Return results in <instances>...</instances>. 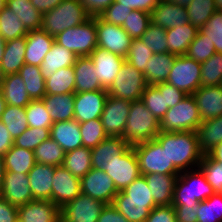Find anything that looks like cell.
Returning a JSON list of instances; mask_svg holds the SVG:
<instances>
[{
	"label": "cell",
	"instance_id": "1",
	"mask_svg": "<svg viewBox=\"0 0 222 222\" xmlns=\"http://www.w3.org/2000/svg\"><path fill=\"white\" fill-rule=\"evenodd\" d=\"M155 139L166 151L169 163H172L179 172L199 167L204 154L200 150L195 131H160Z\"/></svg>",
	"mask_w": 222,
	"mask_h": 222
},
{
	"label": "cell",
	"instance_id": "2",
	"mask_svg": "<svg viewBox=\"0 0 222 222\" xmlns=\"http://www.w3.org/2000/svg\"><path fill=\"white\" fill-rule=\"evenodd\" d=\"M159 132L160 121L141 100L132 101L122 138L130 146H134L155 139Z\"/></svg>",
	"mask_w": 222,
	"mask_h": 222
},
{
	"label": "cell",
	"instance_id": "3",
	"mask_svg": "<svg viewBox=\"0 0 222 222\" xmlns=\"http://www.w3.org/2000/svg\"><path fill=\"white\" fill-rule=\"evenodd\" d=\"M215 193L199 168L183 171L175 182L172 205L194 206Z\"/></svg>",
	"mask_w": 222,
	"mask_h": 222
},
{
	"label": "cell",
	"instance_id": "4",
	"mask_svg": "<svg viewBox=\"0 0 222 222\" xmlns=\"http://www.w3.org/2000/svg\"><path fill=\"white\" fill-rule=\"evenodd\" d=\"M91 16L79 0H63L52 10L43 13L42 27L50 36H57L68 28L80 25Z\"/></svg>",
	"mask_w": 222,
	"mask_h": 222
},
{
	"label": "cell",
	"instance_id": "5",
	"mask_svg": "<svg viewBox=\"0 0 222 222\" xmlns=\"http://www.w3.org/2000/svg\"><path fill=\"white\" fill-rule=\"evenodd\" d=\"M201 122L202 120L195 99L192 95H187L177 105L168 109L160 121V131L196 132Z\"/></svg>",
	"mask_w": 222,
	"mask_h": 222
},
{
	"label": "cell",
	"instance_id": "6",
	"mask_svg": "<svg viewBox=\"0 0 222 222\" xmlns=\"http://www.w3.org/2000/svg\"><path fill=\"white\" fill-rule=\"evenodd\" d=\"M55 42L77 56H89L97 47L96 17L59 33Z\"/></svg>",
	"mask_w": 222,
	"mask_h": 222
},
{
	"label": "cell",
	"instance_id": "7",
	"mask_svg": "<svg viewBox=\"0 0 222 222\" xmlns=\"http://www.w3.org/2000/svg\"><path fill=\"white\" fill-rule=\"evenodd\" d=\"M140 167L141 175L159 173L166 175H179L180 172L169 163L168 155L156 139L142 142L133 146Z\"/></svg>",
	"mask_w": 222,
	"mask_h": 222
},
{
	"label": "cell",
	"instance_id": "8",
	"mask_svg": "<svg viewBox=\"0 0 222 222\" xmlns=\"http://www.w3.org/2000/svg\"><path fill=\"white\" fill-rule=\"evenodd\" d=\"M147 86L144 74L125 60L107 92L117 99L132 102L141 100Z\"/></svg>",
	"mask_w": 222,
	"mask_h": 222
},
{
	"label": "cell",
	"instance_id": "9",
	"mask_svg": "<svg viewBox=\"0 0 222 222\" xmlns=\"http://www.w3.org/2000/svg\"><path fill=\"white\" fill-rule=\"evenodd\" d=\"M166 83L192 95L201 86V63L186 55L176 56Z\"/></svg>",
	"mask_w": 222,
	"mask_h": 222
},
{
	"label": "cell",
	"instance_id": "10",
	"mask_svg": "<svg viewBox=\"0 0 222 222\" xmlns=\"http://www.w3.org/2000/svg\"><path fill=\"white\" fill-rule=\"evenodd\" d=\"M104 171L113 180L118 191H122L141 176L136 152L131 146L123 155L115 156Z\"/></svg>",
	"mask_w": 222,
	"mask_h": 222
},
{
	"label": "cell",
	"instance_id": "11",
	"mask_svg": "<svg viewBox=\"0 0 222 222\" xmlns=\"http://www.w3.org/2000/svg\"><path fill=\"white\" fill-rule=\"evenodd\" d=\"M97 46L108 52L127 57L132 38L120 25H114L96 17Z\"/></svg>",
	"mask_w": 222,
	"mask_h": 222
},
{
	"label": "cell",
	"instance_id": "12",
	"mask_svg": "<svg viewBox=\"0 0 222 222\" xmlns=\"http://www.w3.org/2000/svg\"><path fill=\"white\" fill-rule=\"evenodd\" d=\"M81 193L91 198L101 200L105 204H112L119 192L113 180L102 169L92 168L80 178Z\"/></svg>",
	"mask_w": 222,
	"mask_h": 222
},
{
	"label": "cell",
	"instance_id": "13",
	"mask_svg": "<svg viewBox=\"0 0 222 222\" xmlns=\"http://www.w3.org/2000/svg\"><path fill=\"white\" fill-rule=\"evenodd\" d=\"M131 102L108 95L101 122L109 137H123L125 125L130 111Z\"/></svg>",
	"mask_w": 222,
	"mask_h": 222
},
{
	"label": "cell",
	"instance_id": "14",
	"mask_svg": "<svg viewBox=\"0 0 222 222\" xmlns=\"http://www.w3.org/2000/svg\"><path fill=\"white\" fill-rule=\"evenodd\" d=\"M105 203L81 193L61 208L66 222H97Z\"/></svg>",
	"mask_w": 222,
	"mask_h": 222
},
{
	"label": "cell",
	"instance_id": "15",
	"mask_svg": "<svg viewBox=\"0 0 222 222\" xmlns=\"http://www.w3.org/2000/svg\"><path fill=\"white\" fill-rule=\"evenodd\" d=\"M81 194L80 178L62 165L54 167L52 202L60 209Z\"/></svg>",
	"mask_w": 222,
	"mask_h": 222
},
{
	"label": "cell",
	"instance_id": "16",
	"mask_svg": "<svg viewBox=\"0 0 222 222\" xmlns=\"http://www.w3.org/2000/svg\"><path fill=\"white\" fill-rule=\"evenodd\" d=\"M108 95L107 90L75 93L74 120L82 123L100 119Z\"/></svg>",
	"mask_w": 222,
	"mask_h": 222
},
{
	"label": "cell",
	"instance_id": "17",
	"mask_svg": "<svg viewBox=\"0 0 222 222\" xmlns=\"http://www.w3.org/2000/svg\"><path fill=\"white\" fill-rule=\"evenodd\" d=\"M27 174L5 172L0 196L11 205L18 207L34 200Z\"/></svg>",
	"mask_w": 222,
	"mask_h": 222
},
{
	"label": "cell",
	"instance_id": "18",
	"mask_svg": "<svg viewBox=\"0 0 222 222\" xmlns=\"http://www.w3.org/2000/svg\"><path fill=\"white\" fill-rule=\"evenodd\" d=\"M93 61L101 85L108 89L117 76L126 58L96 47L89 55Z\"/></svg>",
	"mask_w": 222,
	"mask_h": 222
},
{
	"label": "cell",
	"instance_id": "19",
	"mask_svg": "<svg viewBox=\"0 0 222 222\" xmlns=\"http://www.w3.org/2000/svg\"><path fill=\"white\" fill-rule=\"evenodd\" d=\"M151 23L156 24L165 30L181 27L189 23L187 9L172 2L161 0L150 12Z\"/></svg>",
	"mask_w": 222,
	"mask_h": 222
},
{
	"label": "cell",
	"instance_id": "20",
	"mask_svg": "<svg viewBox=\"0 0 222 222\" xmlns=\"http://www.w3.org/2000/svg\"><path fill=\"white\" fill-rule=\"evenodd\" d=\"M202 121L222 115V85L200 86L193 94Z\"/></svg>",
	"mask_w": 222,
	"mask_h": 222
},
{
	"label": "cell",
	"instance_id": "21",
	"mask_svg": "<svg viewBox=\"0 0 222 222\" xmlns=\"http://www.w3.org/2000/svg\"><path fill=\"white\" fill-rule=\"evenodd\" d=\"M61 217V209L52 201L32 200L18 207V218L23 222H55Z\"/></svg>",
	"mask_w": 222,
	"mask_h": 222
},
{
	"label": "cell",
	"instance_id": "22",
	"mask_svg": "<svg viewBox=\"0 0 222 222\" xmlns=\"http://www.w3.org/2000/svg\"><path fill=\"white\" fill-rule=\"evenodd\" d=\"M27 175L33 199L52 201L54 166L35 163Z\"/></svg>",
	"mask_w": 222,
	"mask_h": 222
},
{
	"label": "cell",
	"instance_id": "23",
	"mask_svg": "<svg viewBox=\"0 0 222 222\" xmlns=\"http://www.w3.org/2000/svg\"><path fill=\"white\" fill-rule=\"evenodd\" d=\"M26 52L25 63L40 66L45 55L50 51L55 42V37L50 36L44 30L28 31L25 36Z\"/></svg>",
	"mask_w": 222,
	"mask_h": 222
},
{
	"label": "cell",
	"instance_id": "24",
	"mask_svg": "<svg viewBox=\"0 0 222 222\" xmlns=\"http://www.w3.org/2000/svg\"><path fill=\"white\" fill-rule=\"evenodd\" d=\"M131 146L122 137H107L91 149L92 168L104 170L115 156L123 155Z\"/></svg>",
	"mask_w": 222,
	"mask_h": 222
},
{
	"label": "cell",
	"instance_id": "25",
	"mask_svg": "<svg viewBox=\"0 0 222 222\" xmlns=\"http://www.w3.org/2000/svg\"><path fill=\"white\" fill-rule=\"evenodd\" d=\"M73 68L75 70V93L107 90L101 85L90 56H78Z\"/></svg>",
	"mask_w": 222,
	"mask_h": 222
},
{
	"label": "cell",
	"instance_id": "26",
	"mask_svg": "<svg viewBox=\"0 0 222 222\" xmlns=\"http://www.w3.org/2000/svg\"><path fill=\"white\" fill-rule=\"evenodd\" d=\"M156 206L172 205L174 186L178 175L150 173L143 175Z\"/></svg>",
	"mask_w": 222,
	"mask_h": 222
},
{
	"label": "cell",
	"instance_id": "27",
	"mask_svg": "<svg viewBox=\"0 0 222 222\" xmlns=\"http://www.w3.org/2000/svg\"><path fill=\"white\" fill-rule=\"evenodd\" d=\"M51 138L65 151L75 150L83 146L80 123L77 120L55 122L50 128Z\"/></svg>",
	"mask_w": 222,
	"mask_h": 222
},
{
	"label": "cell",
	"instance_id": "28",
	"mask_svg": "<svg viewBox=\"0 0 222 222\" xmlns=\"http://www.w3.org/2000/svg\"><path fill=\"white\" fill-rule=\"evenodd\" d=\"M42 101L53 123L74 119L75 93L45 95Z\"/></svg>",
	"mask_w": 222,
	"mask_h": 222
},
{
	"label": "cell",
	"instance_id": "29",
	"mask_svg": "<svg viewBox=\"0 0 222 222\" xmlns=\"http://www.w3.org/2000/svg\"><path fill=\"white\" fill-rule=\"evenodd\" d=\"M77 58L75 53L54 42L40 65L44 79L52 77L58 69L73 66Z\"/></svg>",
	"mask_w": 222,
	"mask_h": 222
},
{
	"label": "cell",
	"instance_id": "30",
	"mask_svg": "<svg viewBox=\"0 0 222 222\" xmlns=\"http://www.w3.org/2000/svg\"><path fill=\"white\" fill-rule=\"evenodd\" d=\"M26 39L24 37L6 41L0 64L4 76L18 73L25 64Z\"/></svg>",
	"mask_w": 222,
	"mask_h": 222
},
{
	"label": "cell",
	"instance_id": "31",
	"mask_svg": "<svg viewBox=\"0 0 222 222\" xmlns=\"http://www.w3.org/2000/svg\"><path fill=\"white\" fill-rule=\"evenodd\" d=\"M18 73L4 76L0 91L8 105L25 108L32 100Z\"/></svg>",
	"mask_w": 222,
	"mask_h": 222
},
{
	"label": "cell",
	"instance_id": "32",
	"mask_svg": "<svg viewBox=\"0 0 222 222\" xmlns=\"http://www.w3.org/2000/svg\"><path fill=\"white\" fill-rule=\"evenodd\" d=\"M198 29L189 23L166 30L167 52L176 56L186 55L190 43L196 37Z\"/></svg>",
	"mask_w": 222,
	"mask_h": 222
},
{
	"label": "cell",
	"instance_id": "33",
	"mask_svg": "<svg viewBox=\"0 0 222 222\" xmlns=\"http://www.w3.org/2000/svg\"><path fill=\"white\" fill-rule=\"evenodd\" d=\"M176 55L169 52L154 54L147 62L144 74L148 85H156L166 82Z\"/></svg>",
	"mask_w": 222,
	"mask_h": 222
},
{
	"label": "cell",
	"instance_id": "34",
	"mask_svg": "<svg viewBox=\"0 0 222 222\" xmlns=\"http://www.w3.org/2000/svg\"><path fill=\"white\" fill-rule=\"evenodd\" d=\"M201 152L205 155L222 142V115L202 121L196 130Z\"/></svg>",
	"mask_w": 222,
	"mask_h": 222
},
{
	"label": "cell",
	"instance_id": "35",
	"mask_svg": "<svg viewBox=\"0 0 222 222\" xmlns=\"http://www.w3.org/2000/svg\"><path fill=\"white\" fill-rule=\"evenodd\" d=\"M6 7L19 17L27 31L41 29L43 14L32 5L30 0H6Z\"/></svg>",
	"mask_w": 222,
	"mask_h": 222
},
{
	"label": "cell",
	"instance_id": "36",
	"mask_svg": "<svg viewBox=\"0 0 222 222\" xmlns=\"http://www.w3.org/2000/svg\"><path fill=\"white\" fill-rule=\"evenodd\" d=\"M5 172L28 174L35 165L34 151L12 146L3 155Z\"/></svg>",
	"mask_w": 222,
	"mask_h": 222
},
{
	"label": "cell",
	"instance_id": "37",
	"mask_svg": "<svg viewBox=\"0 0 222 222\" xmlns=\"http://www.w3.org/2000/svg\"><path fill=\"white\" fill-rule=\"evenodd\" d=\"M18 74L26 85V90L31 100H42L46 95V83L40 66L25 63Z\"/></svg>",
	"mask_w": 222,
	"mask_h": 222
},
{
	"label": "cell",
	"instance_id": "38",
	"mask_svg": "<svg viewBox=\"0 0 222 222\" xmlns=\"http://www.w3.org/2000/svg\"><path fill=\"white\" fill-rule=\"evenodd\" d=\"M91 159V149L82 146L66 152L62 166L72 175L82 178L92 169Z\"/></svg>",
	"mask_w": 222,
	"mask_h": 222
},
{
	"label": "cell",
	"instance_id": "39",
	"mask_svg": "<svg viewBox=\"0 0 222 222\" xmlns=\"http://www.w3.org/2000/svg\"><path fill=\"white\" fill-rule=\"evenodd\" d=\"M46 95L75 93V70L73 66L58 69L52 77L45 79Z\"/></svg>",
	"mask_w": 222,
	"mask_h": 222
},
{
	"label": "cell",
	"instance_id": "40",
	"mask_svg": "<svg viewBox=\"0 0 222 222\" xmlns=\"http://www.w3.org/2000/svg\"><path fill=\"white\" fill-rule=\"evenodd\" d=\"M112 205L129 222H145L150 211L156 207L154 203L138 200H114Z\"/></svg>",
	"mask_w": 222,
	"mask_h": 222
},
{
	"label": "cell",
	"instance_id": "41",
	"mask_svg": "<svg viewBox=\"0 0 222 222\" xmlns=\"http://www.w3.org/2000/svg\"><path fill=\"white\" fill-rule=\"evenodd\" d=\"M65 153L61 146L50 137L34 149L35 162L54 167L61 166Z\"/></svg>",
	"mask_w": 222,
	"mask_h": 222
},
{
	"label": "cell",
	"instance_id": "42",
	"mask_svg": "<svg viewBox=\"0 0 222 222\" xmlns=\"http://www.w3.org/2000/svg\"><path fill=\"white\" fill-rule=\"evenodd\" d=\"M0 121L8 129L10 136L14 140L28 128V120L25 108L6 105L5 111L1 115Z\"/></svg>",
	"mask_w": 222,
	"mask_h": 222
},
{
	"label": "cell",
	"instance_id": "43",
	"mask_svg": "<svg viewBox=\"0 0 222 222\" xmlns=\"http://www.w3.org/2000/svg\"><path fill=\"white\" fill-rule=\"evenodd\" d=\"M186 9L190 24L198 30L203 28L213 13L217 11L215 0H193L186 6Z\"/></svg>",
	"mask_w": 222,
	"mask_h": 222
},
{
	"label": "cell",
	"instance_id": "44",
	"mask_svg": "<svg viewBox=\"0 0 222 222\" xmlns=\"http://www.w3.org/2000/svg\"><path fill=\"white\" fill-rule=\"evenodd\" d=\"M25 29L19 17L9 8L5 7L0 13V36L5 40H13L26 36Z\"/></svg>",
	"mask_w": 222,
	"mask_h": 222
},
{
	"label": "cell",
	"instance_id": "45",
	"mask_svg": "<svg viewBox=\"0 0 222 222\" xmlns=\"http://www.w3.org/2000/svg\"><path fill=\"white\" fill-rule=\"evenodd\" d=\"M222 85V53L216 52L201 63V86Z\"/></svg>",
	"mask_w": 222,
	"mask_h": 222
},
{
	"label": "cell",
	"instance_id": "46",
	"mask_svg": "<svg viewBox=\"0 0 222 222\" xmlns=\"http://www.w3.org/2000/svg\"><path fill=\"white\" fill-rule=\"evenodd\" d=\"M114 200H138L154 203L152 193L144 176L135 179L129 186L119 191Z\"/></svg>",
	"mask_w": 222,
	"mask_h": 222
},
{
	"label": "cell",
	"instance_id": "47",
	"mask_svg": "<svg viewBox=\"0 0 222 222\" xmlns=\"http://www.w3.org/2000/svg\"><path fill=\"white\" fill-rule=\"evenodd\" d=\"M197 222H222V194L215 193L198 203Z\"/></svg>",
	"mask_w": 222,
	"mask_h": 222
},
{
	"label": "cell",
	"instance_id": "48",
	"mask_svg": "<svg viewBox=\"0 0 222 222\" xmlns=\"http://www.w3.org/2000/svg\"><path fill=\"white\" fill-rule=\"evenodd\" d=\"M216 53L215 46L206 36L198 30L196 37L190 43L186 56L198 63H203Z\"/></svg>",
	"mask_w": 222,
	"mask_h": 222
},
{
	"label": "cell",
	"instance_id": "49",
	"mask_svg": "<svg viewBox=\"0 0 222 222\" xmlns=\"http://www.w3.org/2000/svg\"><path fill=\"white\" fill-rule=\"evenodd\" d=\"M25 113L28 127L51 128L53 122L42 100H32L26 107Z\"/></svg>",
	"mask_w": 222,
	"mask_h": 222
},
{
	"label": "cell",
	"instance_id": "50",
	"mask_svg": "<svg viewBox=\"0 0 222 222\" xmlns=\"http://www.w3.org/2000/svg\"><path fill=\"white\" fill-rule=\"evenodd\" d=\"M82 144L87 148L96 147L108 135L105 133L101 119H94L80 123Z\"/></svg>",
	"mask_w": 222,
	"mask_h": 222
},
{
	"label": "cell",
	"instance_id": "51",
	"mask_svg": "<svg viewBox=\"0 0 222 222\" xmlns=\"http://www.w3.org/2000/svg\"><path fill=\"white\" fill-rule=\"evenodd\" d=\"M141 101L159 121L169 109V107H165L164 93H160L154 85H148L145 88Z\"/></svg>",
	"mask_w": 222,
	"mask_h": 222
},
{
	"label": "cell",
	"instance_id": "52",
	"mask_svg": "<svg viewBox=\"0 0 222 222\" xmlns=\"http://www.w3.org/2000/svg\"><path fill=\"white\" fill-rule=\"evenodd\" d=\"M51 136L50 128L28 127L20 136L16 137L13 145L34 151L43 141Z\"/></svg>",
	"mask_w": 222,
	"mask_h": 222
},
{
	"label": "cell",
	"instance_id": "53",
	"mask_svg": "<svg viewBox=\"0 0 222 222\" xmlns=\"http://www.w3.org/2000/svg\"><path fill=\"white\" fill-rule=\"evenodd\" d=\"M204 174L206 181L216 193L222 191V162L215 161L209 154L203 155L198 167Z\"/></svg>",
	"mask_w": 222,
	"mask_h": 222
},
{
	"label": "cell",
	"instance_id": "54",
	"mask_svg": "<svg viewBox=\"0 0 222 222\" xmlns=\"http://www.w3.org/2000/svg\"><path fill=\"white\" fill-rule=\"evenodd\" d=\"M152 55H154V52L151 51L140 38H134L132 39L126 61H128L138 71L145 74L147 62L150 60Z\"/></svg>",
	"mask_w": 222,
	"mask_h": 222
},
{
	"label": "cell",
	"instance_id": "55",
	"mask_svg": "<svg viewBox=\"0 0 222 222\" xmlns=\"http://www.w3.org/2000/svg\"><path fill=\"white\" fill-rule=\"evenodd\" d=\"M140 39L154 54L167 52L166 30L156 24L150 22Z\"/></svg>",
	"mask_w": 222,
	"mask_h": 222
},
{
	"label": "cell",
	"instance_id": "56",
	"mask_svg": "<svg viewBox=\"0 0 222 222\" xmlns=\"http://www.w3.org/2000/svg\"><path fill=\"white\" fill-rule=\"evenodd\" d=\"M150 13L142 10H132L127 19H125L122 28L128 35L134 38H140L147 30L150 24Z\"/></svg>",
	"mask_w": 222,
	"mask_h": 222
},
{
	"label": "cell",
	"instance_id": "57",
	"mask_svg": "<svg viewBox=\"0 0 222 222\" xmlns=\"http://www.w3.org/2000/svg\"><path fill=\"white\" fill-rule=\"evenodd\" d=\"M200 31L215 46V51L222 53V11H216Z\"/></svg>",
	"mask_w": 222,
	"mask_h": 222
},
{
	"label": "cell",
	"instance_id": "58",
	"mask_svg": "<svg viewBox=\"0 0 222 222\" xmlns=\"http://www.w3.org/2000/svg\"><path fill=\"white\" fill-rule=\"evenodd\" d=\"M131 11V8L114 1L99 17L107 23L122 26Z\"/></svg>",
	"mask_w": 222,
	"mask_h": 222
},
{
	"label": "cell",
	"instance_id": "59",
	"mask_svg": "<svg viewBox=\"0 0 222 222\" xmlns=\"http://www.w3.org/2000/svg\"><path fill=\"white\" fill-rule=\"evenodd\" d=\"M154 86L160 93H164L165 107L172 108L187 96L183 91L166 82Z\"/></svg>",
	"mask_w": 222,
	"mask_h": 222
},
{
	"label": "cell",
	"instance_id": "60",
	"mask_svg": "<svg viewBox=\"0 0 222 222\" xmlns=\"http://www.w3.org/2000/svg\"><path fill=\"white\" fill-rule=\"evenodd\" d=\"M145 222H177L174 207L156 206L150 211Z\"/></svg>",
	"mask_w": 222,
	"mask_h": 222
},
{
	"label": "cell",
	"instance_id": "61",
	"mask_svg": "<svg viewBox=\"0 0 222 222\" xmlns=\"http://www.w3.org/2000/svg\"><path fill=\"white\" fill-rule=\"evenodd\" d=\"M175 210L177 222H197L198 203L194 206L172 205Z\"/></svg>",
	"mask_w": 222,
	"mask_h": 222
},
{
	"label": "cell",
	"instance_id": "62",
	"mask_svg": "<svg viewBox=\"0 0 222 222\" xmlns=\"http://www.w3.org/2000/svg\"><path fill=\"white\" fill-rule=\"evenodd\" d=\"M115 0H79L91 17L100 16Z\"/></svg>",
	"mask_w": 222,
	"mask_h": 222
},
{
	"label": "cell",
	"instance_id": "63",
	"mask_svg": "<svg viewBox=\"0 0 222 222\" xmlns=\"http://www.w3.org/2000/svg\"><path fill=\"white\" fill-rule=\"evenodd\" d=\"M115 1L122 5H125L127 8H131L132 10H142L150 13L161 0H115Z\"/></svg>",
	"mask_w": 222,
	"mask_h": 222
},
{
	"label": "cell",
	"instance_id": "64",
	"mask_svg": "<svg viewBox=\"0 0 222 222\" xmlns=\"http://www.w3.org/2000/svg\"><path fill=\"white\" fill-rule=\"evenodd\" d=\"M17 219L18 208L0 196V222H16Z\"/></svg>",
	"mask_w": 222,
	"mask_h": 222
},
{
	"label": "cell",
	"instance_id": "65",
	"mask_svg": "<svg viewBox=\"0 0 222 222\" xmlns=\"http://www.w3.org/2000/svg\"><path fill=\"white\" fill-rule=\"evenodd\" d=\"M97 222H129L112 204H106Z\"/></svg>",
	"mask_w": 222,
	"mask_h": 222
},
{
	"label": "cell",
	"instance_id": "66",
	"mask_svg": "<svg viewBox=\"0 0 222 222\" xmlns=\"http://www.w3.org/2000/svg\"><path fill=\"white\" fill-rule=\"evenodd\" d=\"M13 139L8 129L0 121V156H3L13 146Z\"/></svg>",
	"mask_w": 222,
	"mask_h": 222
},
{
	"label": "cell",
	"instance_id": "67",
	"mask_svg": "<svg viewBox=\"0 0 222 222\" xmlns=\"http://www.w3.org/2000/svg\"><path fill=\"white\" fill-rule=\"evenodd\" d=\"M32 5L42 14L59 5L63 0H30Z\"/></svg>",
	"mask_w": 222,
	"mask_h": 222
},
{
	"label": "cell",
	"instance_id": "68",
	"mask_svg": "<svg viewBox=\"0 0 222 222\" xmlns=\"http://www.w3.org/2000/svg\"><path fill=\"white\" fill-rule=\"evenodd\" d=\"M215 161L222 162V142L208 153Z\"/></svg>",
	"mask_w": 222,
	"mask_h": 222
},
{
	"label": "cell",
	"instance_id": "69",
	"mask_svg": "<svg viewBox=\"0 0 222 222\" xmlns=\"http://www.w3.org/2000/svg\"><path fill=\"white\" fill-rule=\"evenodd\" d=\"M4 173H5L4 160H3V156H0V193L2 189Z\"/></svg>",
	"mask_w": 222,
	"mask_h": 222
},
{
	"label": "cell",
	"instance_id": "70",
	"mask_svg": "<svg viewBox=\"0 0 222 222\" xmlns=\"http://www.w3.org/2000/svg\"><path fill=\"white\" fill-rule=\"evenodd\" d=\"M167 2H172L176 5H179V6H188L190 2H192L193 0H165Z\"/></svg>",
	"mask_w": 222,
	"mask_h": 222
},
{
	"label": "cell",
	"instance_id": "71",
	"mask_svg": "<svg viewBox=\"0 0 222 222\" xmlns=\"http://www.w3.org/2000/svg\"><path fill=\"white\" fill-rule=\"evenodd\" d=\"M6 105L7 103L3 97V93L0 91V118L3 112L5 111Z\"/></svg>",
	"mask_w": 222,
	"mask_h": 222
},
{
	"label": "cell",
	"instance_id": "72",
	"mask_svg": "<svg viewBox=\"0 0 222 222\" xmlns=\"http://www.w3.org/2000/svg\"><path fill=\"white\" fill-rule=\"evenodd\" d=\"M5 44H6V41L0 36V64L3 58Z\"/></svg>",
	"mask_w": 222,
	"mask_h": 222
},
{
	"label": "cell",
	"instance_id": "73",
	"mask_svg": "<svg viewBox=\"0 0 222 222\" xmlns=\"http://www.w3.org/2000/svg\"><path fill=\"white\" fill-rule=\"evenodd\" d=\"M217 11H222V0H215Z\"/></svg>",
	"mask_w": 222,
	"mask_h": 222
},
{
	"label": "cell",
	"instance_id": "74",
	"mask_svg": "<svg viewBox=\"0 0 222 222\" xmlns=\"http://www.w3.org/2000/svg\"><path fill=\"white\" fill-rule=\"evenodd\" d=\"M6 7V0H0V13Z\"/></svg>",
	"mask_w": 222,
	"mask_h": 222
},
{
	"label": "cell",
	"instance_id": "75",
	"mask_svg": "<svg viewBox=\"0 0 222 222\" xmlns=\"http://www.w3.org/2000/svg\"><path fill=\"white\" fill-rule=\"evenodd\" d=\"M3 79H4V75H3L1 67H0V88H1V84H2Z\"/></svg>",
	"mask_w": 222,
	"mask_h": 222
},
{
	"label": "cell",
	"instance_id": "76",
	"mask_svg": "<svg viewBox=\"0 0 222 222\" xmlns=\"http://www.w3.org/2000/svg\"><path fill=\"white\" fill-rule=\"evenodd\" d=\"M55 222H66V221L62 217H60Z\"/></svg>",
	"mask_w": 222,
	"mask_h": 222
},
{
	"label": "cell",
	"instance_id": "77",
	"mask_svg": "<svg viewBox=\"0 0 222 222\" xmlns=\"http://www.w3.org/2000/svg\"><path fill=\"white\" fill-rule=\"evenodd\" d=\"M16 222H23V221L18 218Z\"/></svg>",
	"mask_w": 222,
	"mask_h": 222
}]
</instances>
